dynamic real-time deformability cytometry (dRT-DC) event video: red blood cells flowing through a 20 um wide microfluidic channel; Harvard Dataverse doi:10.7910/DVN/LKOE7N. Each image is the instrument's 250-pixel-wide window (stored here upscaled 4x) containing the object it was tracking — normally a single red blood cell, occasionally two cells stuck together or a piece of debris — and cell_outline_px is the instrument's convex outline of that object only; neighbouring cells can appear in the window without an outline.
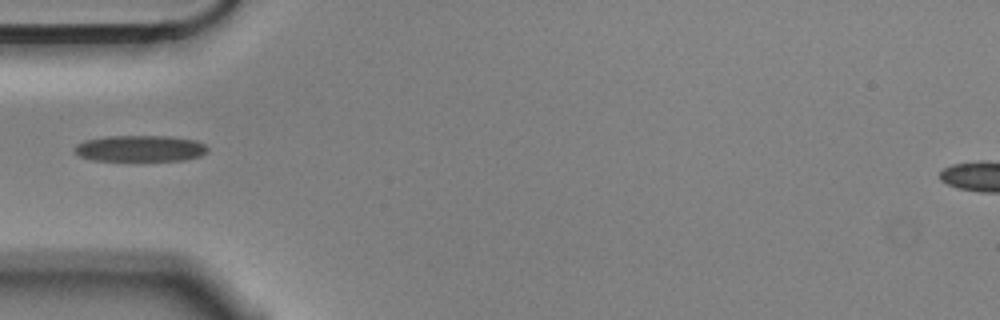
{"species": "Egyptian fruit bat (a non-hibernating species)", "species_latin": "Rousettus aegyptiacus", "temperature_condition": "cold", "stored_images_in_passage": 1, "camera_frame_rate_fps": 3000, "um_per_image_px": 0.085, "animal": {"sex": "male"}, "frame": {"image": 1, "passage_image": 1, "time_ms": 0.0, "image_size_px": [1000, 320], "cell_outline_px": [[208, 152], [200, 156], [184, 160], [92, 160], [80, 156], [72, 148], [76, 144], [84, 140], [104, 136], [164, 136], [196, 140], [204, 144], [208, 148]], "centroid_in_image_um": [11.89, 12.61], "position_along_channel_um": 73.1, "area_um2": 20.35}}